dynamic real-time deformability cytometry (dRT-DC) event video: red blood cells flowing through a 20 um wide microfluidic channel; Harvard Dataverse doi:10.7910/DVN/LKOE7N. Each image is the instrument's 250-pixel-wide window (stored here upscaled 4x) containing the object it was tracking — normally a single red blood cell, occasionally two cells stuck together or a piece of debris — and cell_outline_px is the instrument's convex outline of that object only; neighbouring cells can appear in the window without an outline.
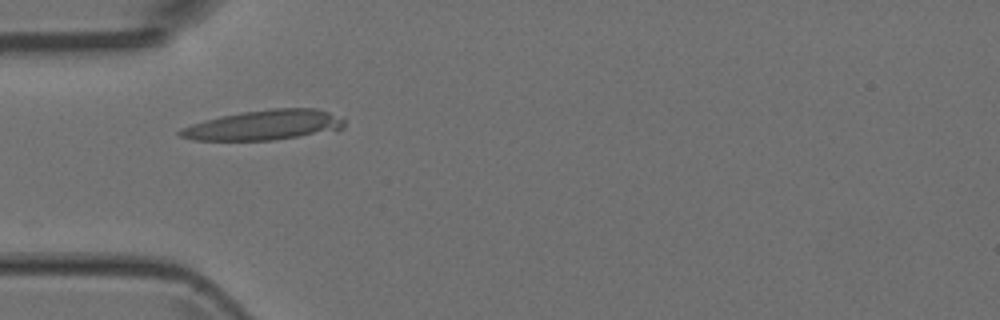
{"species": "Egyptian fruit bat (a non-hibernating species)", "species_latin": "Rousettus aegyptiacus", "temperature_condition": "room temperature", "stored_images_in_passage": 9, "camera_frame_rate_fps": 3000, "um_per_image_px": 0.085, "animal": {"sex": "female"}, "frame": {"image": 1, "passage_image": 5, "time_ms": 1.333, "image_size_px": [1000, 320], "cell_outline_px": [[344, 128], [300, 136], [272, 140], [192, 140], [180, 136], [176, 132], [180, 128], [204, 120], [220, 116], [240, 112], [272, 108], [316, 108], [344, 116]], "centroid_in_image_um": [22.45, 10.62], "position_along_channel_um": 62.6, "area_um2": 28.84}}